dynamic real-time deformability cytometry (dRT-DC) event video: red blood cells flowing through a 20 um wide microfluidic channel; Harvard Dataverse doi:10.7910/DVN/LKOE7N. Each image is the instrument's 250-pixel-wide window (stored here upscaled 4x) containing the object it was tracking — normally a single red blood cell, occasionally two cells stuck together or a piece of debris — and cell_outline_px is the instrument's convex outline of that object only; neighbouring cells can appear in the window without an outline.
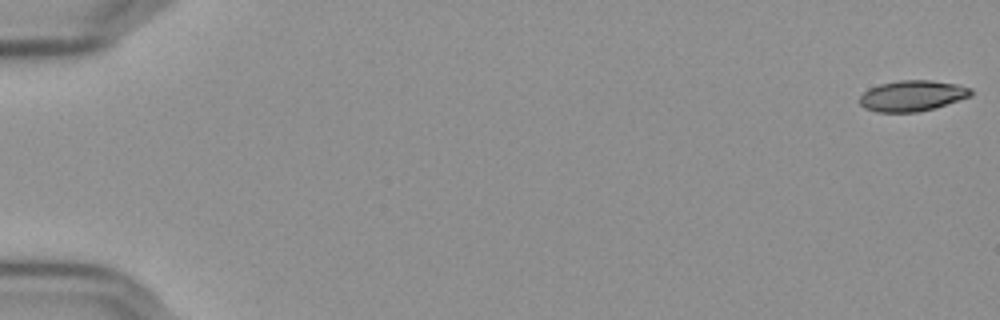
{"species": "Egyptian fruit bat (a non-hibernating species)", "species_latin": "Rousettus aegyptiacus", "temperature_condition": "cold", "stored_images_in_passage": 57, "camera_frame_rate_fps": 3000, "um_per_image_px": 0.085, "frame": {"image": 1, "passage_image": 1, "time_ms": 0.0, "image_size_px": [1000, 320], "cell_outline_px": [[972, 96], [936, 108], [916, 112], [876, 112], [864, 108], [860, 104], [860, 96], [868, 88], [880, 84], [900, 80], [932, 80], [956, 84], [972, 88]], "centroid_in_image_um": [77.55, 8.14], "position_along_channel_um": 7.4, "area_um2": 20.11}}
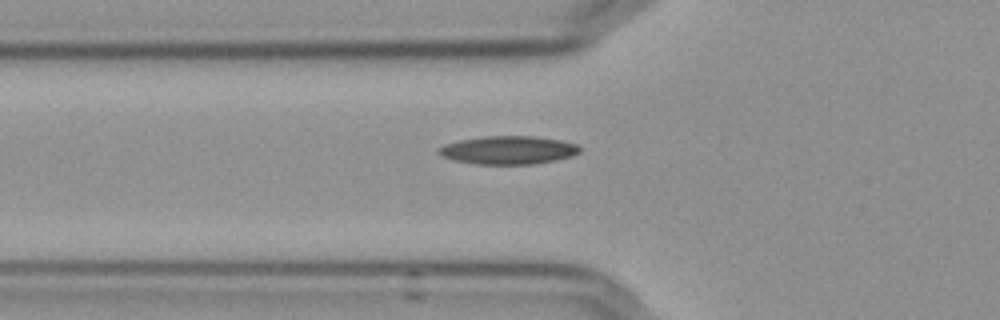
{"frame": {"image": 2, "passage_image": 21, "time_ms": 6.667, "image_size_px": [1000, 320], "cell_outline_px": [[580, 152], [572, 156], [556, 160], [532, 164], [476, 164], [456, 160], [444, 156], [436, 152], [436, 148], [444, 144], [460, 140], [484, 136], [536, 136], [564, 140], [576, 144], [580, 148]], "centroid_in_image_um": [43.22, 12.75], "position_along_channel_um": 82.6, "area_um2": 23.29}}
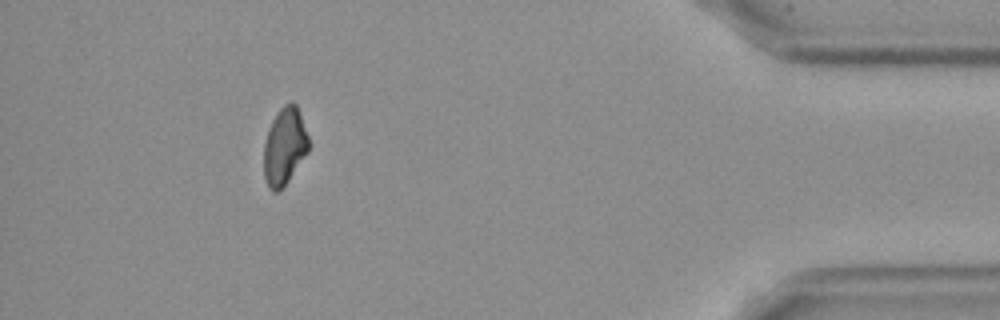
{"frame": {"image": 3, "passage_image": 52, "time_ms": 17.0, "image_size_px": [1000, 320], "cell_outline_px": [[308, 152], [288, 180], [276, 192], [272, 192], [268, 188], [264, 176], [264, 144], [272, 120], [280, 108], [284, 104], [292, 100], [296, 104], [300, 112], [308, 136]], "centroid_in_image_um": [24.18, 12.41], "position_along_channel_um": 411.0, "area_um2": 20.0}}